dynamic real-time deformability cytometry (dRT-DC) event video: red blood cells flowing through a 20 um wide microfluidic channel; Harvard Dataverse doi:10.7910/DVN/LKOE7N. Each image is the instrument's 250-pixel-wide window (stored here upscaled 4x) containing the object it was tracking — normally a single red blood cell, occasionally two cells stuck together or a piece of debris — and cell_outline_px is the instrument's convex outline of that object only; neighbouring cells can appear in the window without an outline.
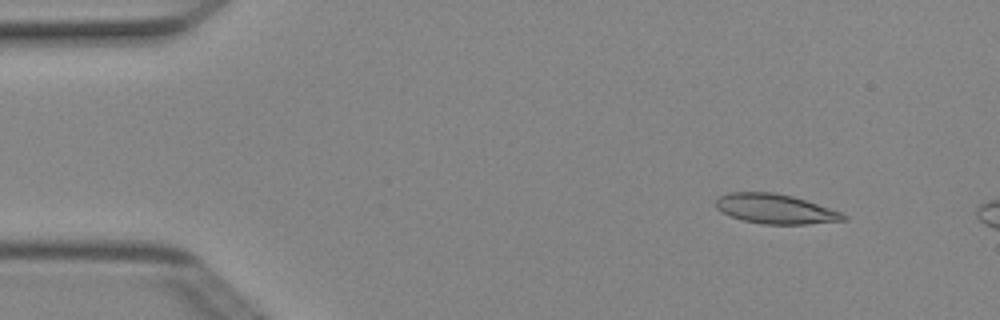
{"species": "Egyptian fruit bat (a non-hibernating species)", "species_latin": "Rousettus aegyptiacus", "temperature_condition": "cold", "stored_images_in_passage": 3, "camera_frame_rate_fps": 3000, "um_per_image_px": 0.085, "animal": {"sex": "female"}, "frame": {"image": 1, "passage_image": 2, "time_ms": 0.333, "image_size_px": [1000, 320], "cell_outline_px": [[848, 220], [808, 224], [764, 224], [744, 220], [728, 216], [716, 208], [716, 200], [720, 196], [728, 192], [772, 192], [792, 196], [840, 212], [848, 216]], "centroid_in_image_um": [65.88, 17.76], "position_along_channel_um": 19.1, "area_um2": 21.91}}